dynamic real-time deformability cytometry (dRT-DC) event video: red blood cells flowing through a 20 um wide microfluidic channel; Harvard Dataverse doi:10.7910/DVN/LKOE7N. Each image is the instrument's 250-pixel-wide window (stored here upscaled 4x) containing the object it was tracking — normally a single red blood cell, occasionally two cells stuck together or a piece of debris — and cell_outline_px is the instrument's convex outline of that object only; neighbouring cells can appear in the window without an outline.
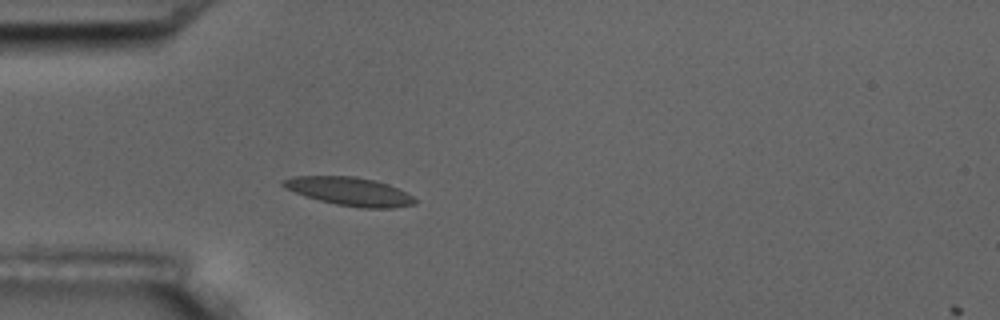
{"species": "common noctule bat (a hibernating species)", "species_latin": "Nyctalus noctula", "temperature_condition": "room temperature", "stored_images_in_passage": 2, "camera_frame_rate_fps": 3000, "um_per_image_px": 0.085, "animal": {"sex": "male", "body_mass_g": 17.5, "forearm_length_mm": 52.3}, "frame": {"image": 1, "passage_image": 2, "time_ms": 1.0, "image_size_px": [1000, 320], "cell_outline_px": [[416, 204], [392, 208], [364, 208], [336, 204], [304, 196], [284, 188], [280, 184], [280, 180], [292, 176], [356, 176], [376, 180], [388, 184], [412, 196], [416, 200]], "centroid_in_image_um": [29.66, 16.26], "position_along_channel_um": 55.3, "area_um2": 21.85}}